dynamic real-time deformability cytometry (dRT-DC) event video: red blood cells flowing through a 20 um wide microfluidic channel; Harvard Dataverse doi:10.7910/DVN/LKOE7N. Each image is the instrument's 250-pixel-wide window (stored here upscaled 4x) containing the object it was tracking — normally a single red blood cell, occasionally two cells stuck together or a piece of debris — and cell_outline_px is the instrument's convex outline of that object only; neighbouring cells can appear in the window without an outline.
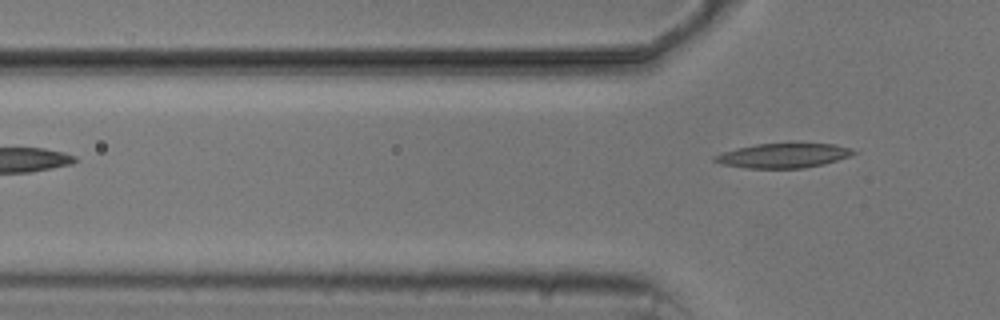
{"species": "common noctule bat (a hibernating species)", "species_latin": "Nyctalus noctula", "temperature_condition": "cold", "stored_images_in_passage": 4, "camera_frame_rate_fps": 3000, "um_per_image_px": 0.085, "animal": {"sex": "male", "body_mass_g": 20.5, "forearm_length_mm": 52.5}, "frame": {"image": 1, "passage_image": 4, "time_ms": 5.0, "image_size_px": [1000, 320], "cell_outline_px": [[856, 152], [848, 156], [824, 164], [804, 168], [744, 168], [724, 164], [712, 160], [712, 156], [736, 148], [756, 144], [836, 144], [852, 148]], "centroid_in_image_um": [66.56, 13.23], "position_along_channel_um": 59.2, "area_um2": 19.59}}